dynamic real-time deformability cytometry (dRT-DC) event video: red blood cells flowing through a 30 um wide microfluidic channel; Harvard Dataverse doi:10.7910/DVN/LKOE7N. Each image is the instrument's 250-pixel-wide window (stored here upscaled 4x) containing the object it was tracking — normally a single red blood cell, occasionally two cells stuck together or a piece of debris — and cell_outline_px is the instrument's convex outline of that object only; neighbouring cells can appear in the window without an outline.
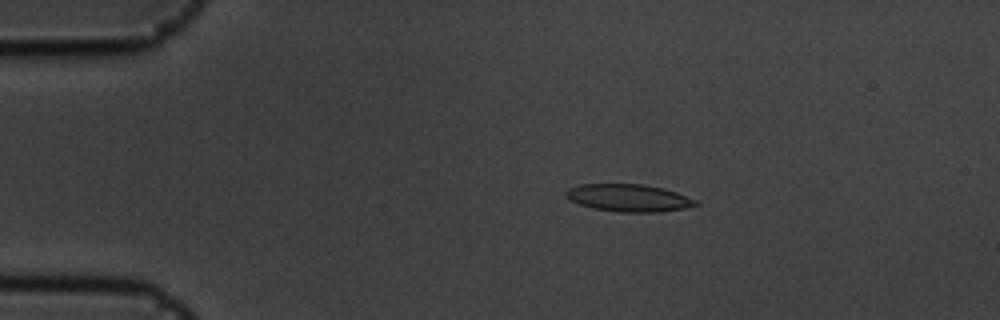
{"species": "common noctule bat (a hibernating species)", "species_latin": "Nyctalus noctula", "temperature_condition": "cold", "stored_images_in_passage": 46, "camera_frame_rate_fps": 3000, "um_per_image_px": 0.085, "animal": {"sex": "male", "body_mass_g": 19.5, "forearm_length_mm": 54.6}, "frame": {"image": 1, "passage_image": 1, "time_ms": 0.0, "image_size_px": [1000, 320], "cell_outline_px": [[700, 204], [684, 208], [660, 212], [620, 212], [592, 208], [568, 200], [564, 196], [564, 192], [568, 188], [580, 184], [644, 184], [664, 188], [676, 192], [696, 200]], "centroid_in_image_um": [53.4, 16.81], "position_along_channel_um": 31.6, "area_um2": 20.87}}
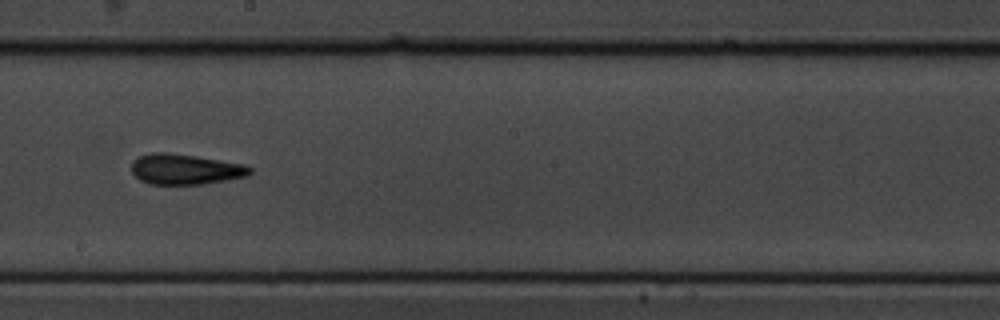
{"frame": {"image": 2, "passage_image": 22, "time_ms": 7.0, "image_size_px": [1000, 320], "cell_outline_px": [[252, 172], [248, 176], [204, 184], [148, 184], [140, 180], [132, 172], [132, 160], [140, 156], [152, 152], [168, 152], [196, 156], [244, 164], [252, 168]], "centroid_in_image_um": [15.75, 14.38], "position_along_channel_um": 232.5, "area_um2": 21.1}}
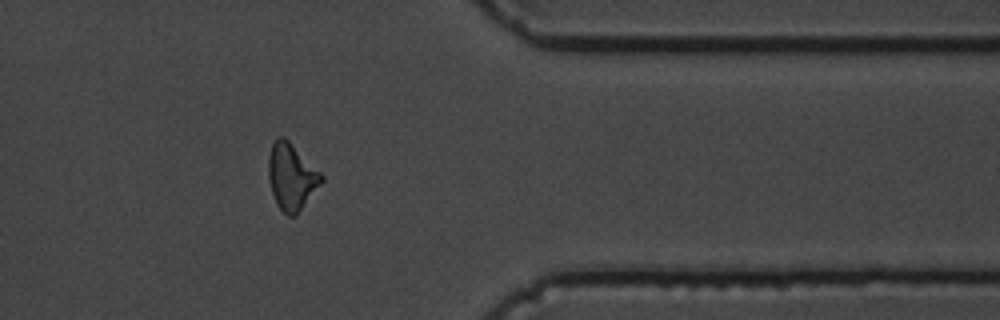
{"frame": {"image": 3, "passage_image": 36, "time_ms": 11.667, "image_size_px": [1000, 320], "cell_outline_px": [[324, 180], [296, 216], [288, 216], [276, 204], [272, 192], [268, 176], [268, 156], [272, 144], [276, 136], [284, 136], [324, 176]], "centroid_in_image_um": [24.76, 15.01], "position_along_channel_um": 386.6, "area_um2": 20.46}, "authors_computed_cell_mechanics": {"area_um2": 20.1144, "velocity_mm_per_s": 3.5923, "shape_relaxation_time_tau1_ms": 6.5614, "shape_relaxation_time_tau2_ms": 3.4926, "deformation_change_tau1": 0.1656, "deformation_change_tau2": 0.134}}